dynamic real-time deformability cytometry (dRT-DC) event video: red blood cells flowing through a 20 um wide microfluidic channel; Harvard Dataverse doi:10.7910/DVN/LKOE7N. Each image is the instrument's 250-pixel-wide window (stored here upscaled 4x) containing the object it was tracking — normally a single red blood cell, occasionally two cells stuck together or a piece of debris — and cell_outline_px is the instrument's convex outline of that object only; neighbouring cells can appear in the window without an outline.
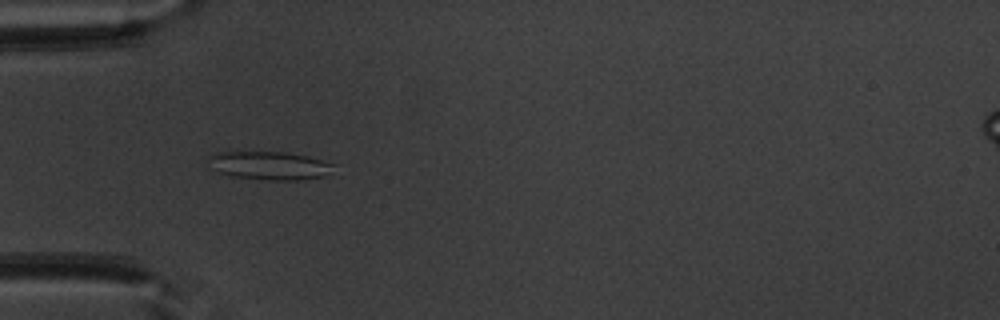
{"species": "common noctule bat (a hibernating species)", "species_latin": "Nyctalus noctula", "temperature_condition": "warm", "stored_images_in_passage": 52, "camera_frame_rate_fps": 3000, "um_per_image_px": 0.085, "animal": {"sex": "male", "body_mass_g": 20.1, "forearm_length_mm": 53.5}, "frame": {"image": 1, "passage_image": 17, "time_ms": 5.333, "image_size_px": [1000, 320], "cell_outline_px": [[336, 164], [324, 176], [300, 180], [268, 180], [228, 176], [208, 168], [208, 156], [216, 152], [228, 148], [288, 152], [308, 156]], "centroid_in_image_um": [22.73, 14.01], "position_along_channel_um": 62.3, "area_um2": 21.96}}
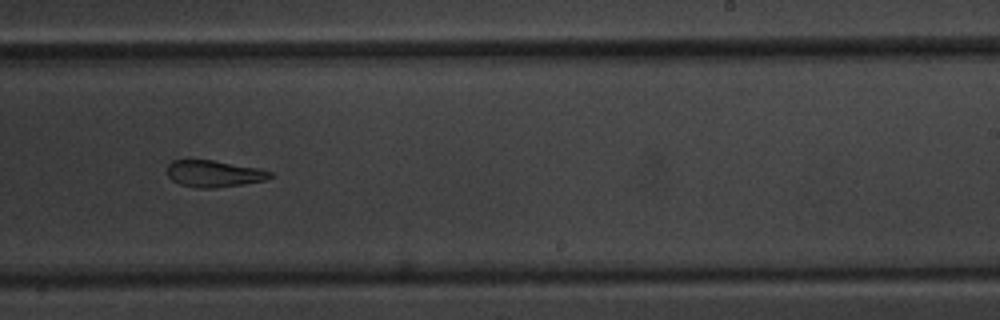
{"frame": {"image": 2, "passage_image": 33, "time_ms": 10.667, "image_size_px": [1000, 320], "cell_outline_px": [[272, 176], [264, 180], [240, 184], [212, 188], [200, 188], [180, 184], [172, 180], [168, 176], [168, 164], [172, 160], [212, 160], [260, 168], [272, 172]], "centroid_in_image_um": [18.17, 14.75], "position_along_channel_um": 270.8, "area_um2": 15.78}}
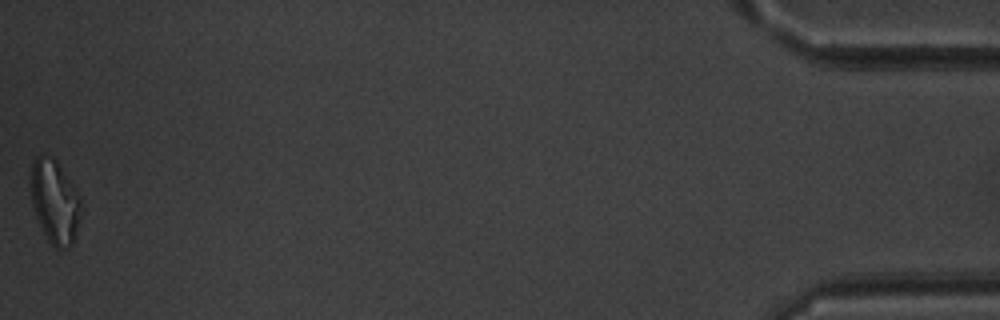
{"frame": {"image": 3, "passage_image": 52, "time_ms": 17.0, "image_size_px": [1000, 320], "cell_outline_px": [[80, 220], [72, 244], [68, 248], [56, 248], [48, 240], [36, 216], [32, 204], [28, 184], [28, 180], [32, 160], [36, 156], [40, 156], [56, 160], [80, 196]], "centroid_in_image_um": [4.61, 17.12], "position_along_channel_um": 430.6, "area_um2": 24.45}, "authors_computed_cell_mechanics": {"area_um2": 19.5364, "velocity_mm_per_s": 3.9592, "shape_relaxation_time_tau1_ms": null, "shape_relaxation_time_tau2_ms": 4.2768, "deformation_change_tau1": null, "deformation_change_tau2": 0.1372}}